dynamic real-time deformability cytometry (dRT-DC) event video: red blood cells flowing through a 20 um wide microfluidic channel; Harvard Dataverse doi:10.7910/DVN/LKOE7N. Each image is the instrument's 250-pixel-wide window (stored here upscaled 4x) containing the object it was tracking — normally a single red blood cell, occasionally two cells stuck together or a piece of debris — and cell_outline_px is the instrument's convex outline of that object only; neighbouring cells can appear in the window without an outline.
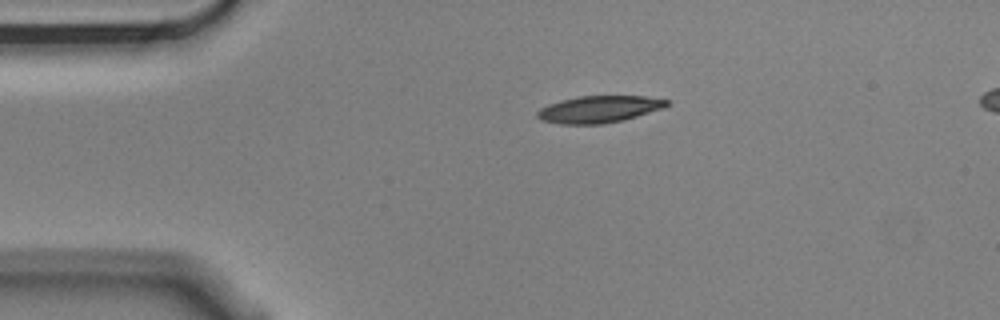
{"species": "Egyptian fruit bat (a non-hibernating species)", "species_latin": "Rousettus aegyptiacus", "temperature_condition": "cold", "stored_images_in_passage": 3, "segment_of_instrument_passage": [1, 2], "camera_frame_rate_fps": 3000, "um_per_image_px": 0.085, "animal": {"sex": "male"}, "frame": {"image": 1, "passage_image": 1, "time_ms": 0.0, "image_size_px": [1000, 320], "cell_outline_px": [[672, 104], [664, 108], [624, 120], [604, 124], [560, 124], [540, 120], [536, 116], [536, 112], [540, 108], [548, 104], [560, 100], [576, 96], [644, 96], [668, 100]], "centroid_in_image_um": [50.91, 9.28], "position_along_channel_um": 34.1, "area_um2": 20.58}}